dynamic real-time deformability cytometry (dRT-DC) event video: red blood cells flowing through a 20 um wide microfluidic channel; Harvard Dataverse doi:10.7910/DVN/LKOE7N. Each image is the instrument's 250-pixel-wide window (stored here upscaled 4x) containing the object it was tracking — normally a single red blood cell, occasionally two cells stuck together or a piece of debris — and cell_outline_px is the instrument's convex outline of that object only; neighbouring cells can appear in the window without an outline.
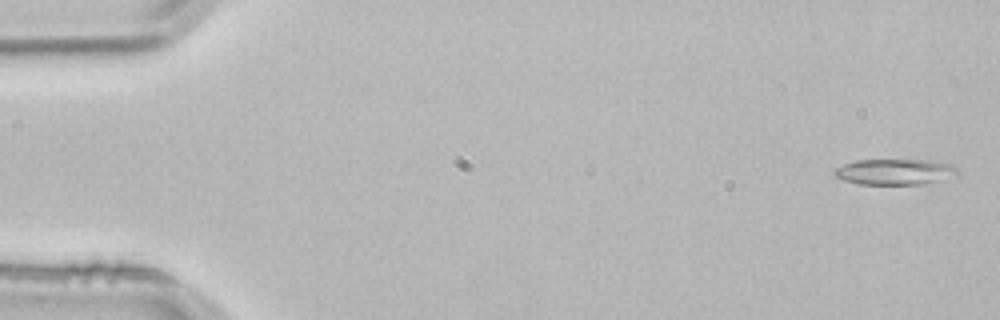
{"species": "common noctule bat (a hibernating species)", "species_latin": "Nyctalus noctula", "temperature_condition": "room temperature", "stored_images_in_passage": 4, "segment_of_instrument_passage": [1, 2], "camera_frame_rate_fps": 3000, "um_per_image_px": 0.085, "animal": {"sex": "male", "body_mass_g": 21.5, "forearm_length_mm": 52.0}, "frame": {"image": 1, "passage_image": 1, "time_ms": 0.0, "image_size_px": [1000, 320], "cell_outline_px": [[960, 172], [924, 184], [856, 184], [832, 176], [832, 172], [836, 168], [844, 164], [856, 160], [936, 160], [952, 164]], "centroid_in_image_um": [75.99, 14.59], "position_along_channel_um": 9.0, "area_um2": 18.44}}